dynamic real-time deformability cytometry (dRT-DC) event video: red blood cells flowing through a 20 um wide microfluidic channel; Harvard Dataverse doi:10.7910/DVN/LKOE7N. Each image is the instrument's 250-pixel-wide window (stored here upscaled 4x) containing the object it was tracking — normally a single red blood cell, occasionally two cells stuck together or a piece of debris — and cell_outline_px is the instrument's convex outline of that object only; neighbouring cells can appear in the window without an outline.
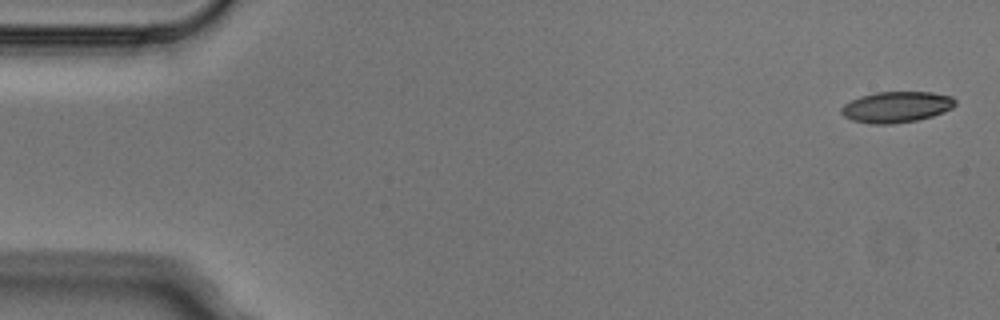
{"species": "Egyptian fruit bat (a non-hibernating species)", "species_latin": "Rousettus aegyptiacus", "temperature_condition": "cold", "stored_images_in_passage": 5, "segment_of_instrument_passage": [1, 2], "camera_frame_rate_fps": 3000, "um_per_image_px": 0.085, "animal": {"sex": "male"}, "frame": {"image": 1, "passage_image": 1, "time_ms": 0.0, "image_size_px": [1000, 320], "cell_outline_px": [[956, 104], [952, 108], [944, 112], [932, 116], [916, 120], [892, 124], [872, 124], [852, 120], [844, 116], [840, 112], [840, 108], [844, 104], [860, 96], [876, 92], [932, 92], [952, 96], [956, 100]], "centroid_in_image_um": [76.2, 9.09], "position_along_channel_um": 8.8, "area_um2": 20.63}}
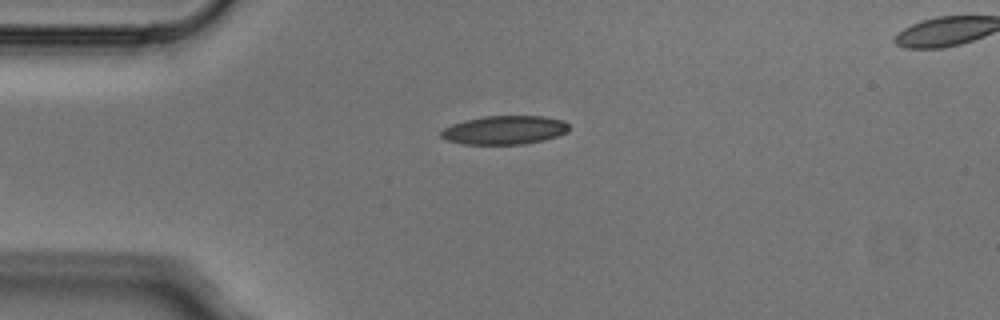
{"frame": {"image": 2, "passage_image": 4, "time_ms": 1.0, "image_size_px": [1000, 320], "cell_outline_px": [[568, 132], [544, 140], [524, 144], [460, 144], [448, 140], [440, 136], [440, 132], [444, 128], [452, 124], [464, 120], [484, 116], [544, 116], [564, 120], [568, 124]], "centroid_in_image_um": [42.88, 11.05], "position_along_channel_um": 42.1, "area_um2": 21.44}}